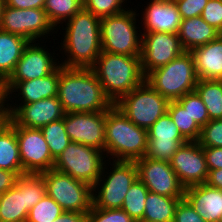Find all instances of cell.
I'll return each instance as SVG.
<instances>
[{
  "label": "cell",
  "instance_id": "cell-22",
  "mask_svg": "<svg viewBox=\"0 0 222 222\" xmlns=\"http://www.w3.org/2000/svg\"><path fill=\"white\" fill-rule=\"evenodd\" d=\"M184 198L205 222L222 220V190L203 183L186 188Z\"/></svg>",
  "mask_w": 222,
  "mask_h": 222
},
{
  "label": "cell",
  "instance_id": "cell-20",
  "mask_svg": "<svg viewBox=\"0 0 222 222\" xmlns=\"http://www.w3.org/2000/svg\"><path fill=\"white\" fill-rule=\"evenodd\" d=\"M59 77L60 65L52 73L42 78L20 82H3L2 90L4 94V101L8 102L6 99L9 98L12 92L14 93L16 91H20L19 95H22L20 99H23L21 104H29L44 98L55 97L58 95Z\"/></svg>",
  "mask_w": 222,
  "mask_h": 222
},
{
  "label": "cell",
  "instance_id": "cell-36",
  "mask_svg": "<svg viewBox=\"0 0 222 222\" xmlns=\"http://www.w3.org/2000/svg\"><path fill=\"white\" fill-rule=\"evenodd\" d=\"M46 194V185L41 174L25 173V199L30 209Z\"/></svg>",
  "mask_w": 222,
  "mask_h": 222
},
{
  "label": "cell",
  "instance_id": "cell-17",
  "mask_svg": "<svg viewBox=\"0 0 222 222\" xmlns=\"http://www.w3.org/2000/svg\"><path fill=\"white\" fill-rule=\"evenodd\" d=\"M169 163L185 189L206 183L209 171L203 147L198 141H187L181 145Z\"/></svg>",
  "mask_w": 222,
  "mask_h": 222
},
{
  "label": "cell",
  "instance_id": "cell-29",
  "mask_svg": "<svg viewBox=\"0 0 222 222\" xmlns=\"http://www.w3.org/2000/svg\"><path fill=\"white\" fill-rule=\"evenodd\" d=\"M195 91L203 101L209 119H222V80L199 79Z\"/></svg>",
  "mask_w": 222,
  "mask_h": 222
},
{
  "label": "cell",
  "instance_id": "cell-46",
  "mask_svg": "<svg viewBox=\"0 0 222 222\" xmlns=\"http://www.w3.org/2000/svg\"><path fill=\"white\" fill-rule=\"evenodd\" d=\"M52 222H87V213L64 211L55 221Z\"/></svg>",
  "mask_w": 222,
  "mask_h": 222
},
{
  "label": "cell",
  "instance_id": "cell-30",
  "mask_svg": "<svg viewBox=\"0 0 222 222\" xmlns=\"http://www.w3.org/2000/svg\"><path fill=\"white\" fill-rule=\"evenodd\" d=\"M167 112L186 141H198L201 127L192 119L188 111L176 101H169Z\"/></svg>",
  "mask_w": 222,
  "mask_h": 222
},
{
  "label": "cell",
  "instance_id": "cell-19",
  "mask_svg": "<svg viewBox=\"0 0 222 222\" xmlns=\"http://www.w3.org/2000/svg\"><path fill=\"white\" fill-rule=\"evenodd\" d=\"M38 44L29 42L13 72L4 82H20L42 78L52 73L59 66L56 64L55 58L43 46L39 47Z\"/></svg>",
  "mask_w": 222,
  "mask_h": 222
},
{
  "label": "cell",
  "instance_id": "cell-49",
  "mask_svg": "<svg viewBox=\"0 0 222 222\" xmlns=\"http://www.w3.org/2000/svg\"><path fill=\"white\" fill-rule=\"evenodd\" d=\"M4 7H5V1L4 0H0V23H1L2 15H3Z\"/></svg>",
  "mask_w": 222,
  "mask_h": 222
},
{
  "label": "cell",
  "instance_id": "cell-34",
  "mask_svg": "<svg viewBox=\"0 0 222 222\" xmlns=\"http://www.w3.org/2000/svg\"><path fill=\"white\" fill-rule=\"evenodd\" d=\"M63 212V208L45 194L41 200L30 209L26 222H52Z\"/></svg>",
  "mask_w": 222,
  "mask_h": 222
},
{
  "label": "cell",
  "instance_id": "cell-48",
  "mask_svg": "<svg viewBox=\"0 0 222 222\" xmlns=\"http://www.w3.org/2000/svg\"><path fill=\"white\" fill-rule=\"evenodd\" d=\"M8 121V116L3 110L0 111V128Z\"/></svg>",
  "mask_w": 222,
  "mask_h": 222
},
{
  "label": "cell",
  "instance_id": "cell-27",
  "mask_svg": "<svg viewBox=\"0 0 222 222\" xmlns=\"http://www.w3.org/2000/svg\"><path fill=\"white\" fill-rule=\"evenodd\" d=\"M29 41L0 29V81L3 83L13 72Z\"/></svg>",
  "mask_w": 222,
  "mask_h": 222
},
{
  "label": "cell",
  "instance_id": "cell-37",
  "mask_svg": "<svg viewBox=\"0 0 222 222\" xmlns=\"http://www.w3.org/2000/svg\"><path fill=\"white\" fill-rule=\"evenodd\" d=\"M124 1L125 0H83V9L102 18L125 11L126 9L122 7Z\"/></svg>",
  "mask_w": 222,
  "mask_h": 222
},
{
  "label": "cell",
  "instance_id": "cell-8",
  "mask_svg": "<svg viewBox=\"0 0 222 222\" xmlns=\"http://www.w3.org/2000/svg\"><path fill=\"white\" fill-rule=\"evenodd\" d=\"M41 175L45 181L46 194L64 211L88 213L91 210L93 205L91 185L55 169L45 171Z\"/></svg>",
  "mask_w": 222,
  "mask_h": 222
},
{
  "label": "cell",
  "instance_id": "cell-51",
  "mask_svg": "<svg viewBox=\"0 0 222 222\" xmlns=\"http://www.w3.org/2000/svg\"><path fill=\"white\" fill-rule=\"evenodd\" d=\"M4 103H6L4 99H0V111L3 110Z\"/></svg>",
  "mask_w": 222,
  "mask_h": 222
},
{
  "label": "cell",
  "instance_id": "cell-33",
  "mask_svg": "<svg viewBox=\"0 0 222 222\" xmlns=\"http://www.w3.org/2000/svg\"><path fill=\"white\" fill-rule=\"evenodd\" d=\"M40 130L54 160L59 157L63 150L71 143L65 130L64 117L45 125L40 128Z\"/></svg>",
  "mask_w": 222,
  "mask_h": 222
},
{
  "label": "cell",
  "instance_id": "cell-10",
  "mask_svg": "<svg viewBox=\"0 0 222 222\" xmlns=\"http://www.w3.org/2000/svg\"><path fill=\"white\" fill-rule=\"evenodd\" d=\"M112 166V172H109L110 174L106 179L104 178L106 176L103 175L105 173L102 169L99 179L93 186V206L96 208H121L126 193L130 189L132 183L138 178V170L135 161L114 160ZM98 186H100V190L97 195L94 192H96Z\"/></svg>",
  "mask_w": 222,
  "mask_h": 222
},
{
  "label": "cell",
  "instance_id": "cell-18",
  "mask_svg": "<svg viewBox=\"0 0 222 222\" xmlns=\"http://www.w3.org/2000/svg\"><path fill=\"white\" fill-rule=\"evenodd\" d=\"M148 148L145 157L169 162L177 149L187 141L182 137L168 112L148 130Z\"/></svg>",
  "mask_w": 222,
  "mask_h": 222
},
{
  "label": "cell",
  "instance_id": "cell-24",
  "mask_svg": "<svg viewBox=\"0 0 222 222\" xmlns=\"http://www.w3.org/2000/svg\"><path fill=\"white\" fill-rule=\"evenodd\" d=\"M28 214L23 174L18 176L14 187L0 195V222H26Z\"/></svg>",
  "mask_w": 222,
  "mask_h": 222
},
{
  "label": "cell",
  "instance_id": "cell-7",
  "mask_svg": "<svg viewBox=\"0 0 222 222\" xmlns=\"http://www.w3.org/2000/svg\"><path fill=\"white\" fill-rule=\"evenodd\" d=\"M169 101L145 80L114 105L135 125L149 129L167 112Z\"/></svg>",
  "mask_w": 222,
  "mask_h": 222
},
{
  "label": "cell",
  "instance_id": "cell-16",
  "mask_svg": "<svg viewBox=\"0 0 222 222\" xmlns=\"http://www.w3.org/2000/svg\"><path fill=\"white\" fill-rule=\"evenodd\" d=\"M138 178L149 192L175 198H184L185 188L180 184L169 162L157 161L145 156L135 161Z\"/></svg>",
  "mask_w": 222,
  "mask_h": 222
},
{
  "label": "cell",
  "instance_id": "cell-13",
  "mask_svg": "<svg viewBox=\"0 0 222 222\" xmlns=\"http://www.w3.org/2000/svg\"><path fill=\"white\" fill-rule=\"evenodd\" d=\"M15 131L24 174H41L53 169L55 160L41 130L15 126Z\"/></svg>",
  "mask_w": 222,
  "mask_h": 222
},
{
  "label": "cell",
  "instance_id": "cell-14",
  "mask_svg": "<svg viewBox=\"0 0 222 222\" xmlns=\"http://www.w3.org/2000/svg\"><path fill=\"white\" fill-rule=\"evenodd\" d=\"M7 105V107H5ZM4 104L3 111L15 126L40 129L60 120L66 114L58 96L44 98L29 104L14 106Z\"/></svg>",
  "mask_w": 222,
  "mask_h": 222
},
{
  "label": "cell",
  "instance_id": "cell-6",
  "mask_svg": "<svg viewBox=\"0 0 222 222\" xmlns=\"http://www.w3.org/2000/svg\"><path fill=\"white\" fill-rule=\"evenodd\" d=\"M136 16V12L131 9L101 18L102 51L129 56L141 55L142 36L136 29Z\"/></svg>",
  "mask_w": 222,
  "mask_h": 222
},
{
  "label": "cell",
  "instance_id": "cell-43",
  "mask_svg": "<svg viewBox=\"0 0 222 222\" xmlns=\"http://www.w3.org/2000/svg\"><path fill=\"white\" fill-rule=\"evenodd\" d=\"M208 171L222 169V148L203 147Z\"/></svg>",
  "mask_w": 222,
  "mask_h": 222
},
{
  "label": "cell",
  "instance_id": "cell-35",
  "mask_svg": "<svg viewBox=\"0 0 222 222\" xmlns=\"http://www.w3.org/2000/svg\"><path fill=\"white\" fill-rule=\"evenodd\" d=\"M177 101L201 128L210 121L208 111L195 90L185 94Z\"/></svg>",
  "mask_w": 222,
  "mask_h": 222
},
{
  "label": "cell",
  "instance_id": "cell-31",
  "mask_svg": "<svg viewBox=\"0 0 222 222\" xmlns=\"http://www.w3.org/2000/svg\"><path fill=\"white\" fill-rule=\"evenodd\" d=\"M149 190L145 184L137 178L125 195L121 209H123L134 221L140 222L145 211V199Z\"/></svg>",
  "mask_w": 222,
  "mask_h": 222
},
{
  "label": "cell",
  "instance_id": "cell-44",
  "mask_svg": "<svg viewBox=\"0 0 222 222\" xmlns=\"http://www.w3.org/2000/svg\"><path fill=\"white\" fill-rule=\"evenodd\" d=\"M5 6L19 9L43 8L45 0H4Z\"/></svg>",
  "mask_w": 222,
  "mask_h": 222
},
{
  "label": "cell",
  "instance_id": "cell-11",
  "mask_svg": "<svg viewBox=\"0 0 222 222\" xmlns=\"http://www.w3.org/2000/svg\"><path fill=\"white\" fill-rule=\"evenodd\" d=\"M0 29L35 43L37 38L49 34L56 28L49 21L43 8L19 9L5 6Z\"/></svg>",
  "mask_w": 222,
  "mask_h": 222
},
{
  "label": "cell",
  "instance_id": "cell-41",
  "mask_svg": "<svg viewBox=\"0 0 222 222\" xmlns=\"http://www.w3.org/2000/svg\"><path fill=\"white\" fill-rule=\"evenodd\" d=\"M178 8L181 19L201 16L209 0H173Z\"/></svg>",
  "mask_w": 222,
  "mask_h": 222
},
{
  "label": "cell",
  "instance_id": "cell-2",
  "mask_svg": "<svg viewBox=\"0 0 222 222\" xmlns=\"http://www.w3.org/2000/svg\"><path fill=\"white\" fill-rule=\"evenodd\" d=\"M100 20L82 9L67 21L61 49L69 54L68 60L58 64L66 68H91L95 64L102 52Z\"/></svg>",
  "mask_w": 222,
  "mask_h": 222
},
{
  "label": "cell",
  "instance_id": "cell-26",
  "mask_svg": "<svg viewBox=\"0 0 222 222\" xmlns=\"http://www.w3.org/2000/svg\"><path fill=\"white\" fill-rule=\"evenodd\" d=\"M0 169L24 174L15 125L9 119L0 128Z\"/></svg>",
  "mask_w": 222,
  "mask_h": 222
},
{
  "label": "cell",
  "instance_id": "cell-21",
  "mask_svg": "<svg viewBox=\"0 0 222 222\" xmlns=\"http://www.w3.org/2000/svg\"><path fill=\"white\" fill-rule=\"evenodd\" d=\"M143 15L145 32L178 33L181 16L173 0H151ZM146 29V30H145Z\"/></svg>",
  "mask_w": 222,
  "mask_h": 222
},
{
  "label": "cell",
  "instance_id": "cell-4",
  "mask_svg": "<svg viewBox=\"0 0 222 222\" xmlns=\"http://www.w3.org/2000/svg\"><path fill=\"white\" fill-rule=\"evenodd\" d=\"M147 148V129L135 125L113 104L106 111L105 154L115 161H136L146 155Z\"/></svg>",
  "mask_w": 222,
  "mask_h": 222
},
{
  "label": "cell",
  "instance_id": "cell-25",
  "mask_svg": "<svg viewBox=\"0 0 222 222\" xmlns=\"http://www.w3.org/2000/svg\"><path fill=\"white\" fill-rule=\"evenodd\" d=\"M221 33L210 26L201 16L182 19L178 36L185 51L205 45L217 39Z\"/></svg>",
  "mask_w": 222,
  "mask_h": 222
},
{
  "label": "cell",
  "instance_id": "cell-1",
  "mask_svg": "<svg viewBox=\"0 0 222 222\" xmlns=\"http://www.w3.org/2000/svg\"><path fill=\"white\" fill-rule=\"evenodd\" d=\"M57 96L66 113L107 111L113 105L91 68L60 65Z\"/></svg>",
  "mask_w": 222,
  "mask_h": 222
},
{
  "label": "cell",
  "instance_id": "cell-38",
  "mask_svg": "<svg viewBox=\"0 0 222 222\" xmlns=\"http://www.w3.org/2000/svg\"><path fill=\"white\" fill-rule=\"evenodd\" d=\"M87 222H136L123 209H102L92 205Z\"/></svg>",
  "mask_w": 222,
  "mask_h": 222
},
{
  "label": "cell",
  "instance_id": "cell-23",
  "mask_svg": "<svg viewBox=\"0 0 222 222\" xmlns=\"http://www.w3.org/2000/svg\"><path fill=\"white\" fill-rule=\"evenodd\" d=\"M191 53L198 79L222 80V35Z\"/></svg>",
  "mask_w": 222,
  "mask_h": 222
},
{
  "label": "cell",
  "instance_id": "cell-40",
  "mask_svg": "<svg viewBox=\"0 0 222 222\" xmlns=\"http://www.w3.org/2000/svg\"><path fill=\"white\" fill-rule=\"evenodd\" d=\"M201 17L222 35V0H209L202 11Z\"/></svg>",
  "mask_w": 222,
  "mask_h": 222
},
{
  "label": "cell",
  "instance_id": "cell-45",
  "mask_svg": "<svg viewBox=\"0 0 222 222\" xmlns=\"http://www.w3.org/2000/svg\"><path fill=\"white\" fill-rule=\"evenodd\" d=\"M17 178L16 173L0 169V195L14 187Z\"/></svg>",
  "mask_w": 222,
  "mask_h": 222
},
{
  "label": "cell",
  "instance_id": "cell-32",
  "mask_svg": "<svg viewBox=\"0 0 222 222\" xmlns=\"http://www.w3.org/2000/svg\"><path fill=\"white\" fill-rule=\"evenodd\" d=\"M43 9L54 27L83 9V0H45Z\"/></svg>",
  "mask_w": 222,
  "mask_h": 222
},
{
  "label": "cell",
  "instance_id": "cell-9",
  "mask_svg": "<svg viewBox=\"0 0 222 222\" xmlns=\"http://www.w3.org/2000/svg\"><path fill=\"white\" fill-rule=\"evenodd\" d=\"M104 152L90 146L71 142L55 159L53 169L69 174L74 179L88 183L92 187L104 168Z\"/></svg>",
  "mask_w": 222,
  "mask_h": 222
},
{
  "label": "cell",
  "instance_id": "cell-12",
  "mask_svg": "<svg viewBox=\"0 0 222 222\" xmlns=\"http://www.w3.org/2000/svg\"><path fill=\"white\" fill-rule=\"evenodd\" d=\"M141 43V68L146 76L152 70L167 65L185 52L178 33L143 32Z\"/></svg>",
  "mask_w": 222,
  "mask_h": 222
},
{
  "label": "cell",
  "instance_id": "cell-3",
  "mask_svg": "<svg viewBox=\"0 0 222 222\" xmlns=\"http://www.w3.org/2000/svg\"><path fill=\"white\" fill-rule=\"evenodd\" d=\"M91 69L113 104L145 80L140 56L102 51Z\"/></svg>",
  "mask_w": 222,
  "mask_h": 222
},
{
  "label": "cell",
  "instance_id": "cell-47",
  "mask_svg": "<svg viewBox=\"0 0 222 222\" xmlns=\"http://www.w3.org/2000/svg\"><path fill=\"white\" fill-rule=\"evenodd\" d=\"M206 184L210 187L222 190V169L209 171Z\"/></svg>",
  "mask_w": 222,
  "mask_h": 222
},
{
  "label": "cell",
  "instance_id": "cell-50",
  "mask_svg": "<svg viewBox=\"0 0 222 222\" xmlns=\"http://www.w3.org/2000/svg\"><path fill=\"white\" fill-rule=\"evenodd\" d=\"M0 99H4V94H3V90H2V83L0 81Z\"/></svg>",
  "mask_w": 222,
  "mask_h": 222
},
{
  "label": "cell",
  "instance_id": "cell-42",
  "mask_svg": "<svg viewBox=\"0 0 222 222\" xmlns=\"http://www.w3.org/2000/svg\"><path fill=\"white\" fill-rule=\"evenodd\" d=\"M173 222H205L191 204L185 199H180L176 206Z\"/></svg>",
  "mask_w": 222,
  "mask_h": 222
},
{
  "label": "cell",
  "instance_id": "cell-28",
  "mask_svg": "<svg viewBox=\"0 0 222 222\" xmlns=\"http://www.w3.org/2000/svg\"><path fill=\"white\" fill-rule=\"evenodd\" d=\"M180 199L182 198L148 192L143 219L140 222H173L175 209Z\"/></svg>",
  "mask_w": 222,
  "mask_h": 222
},
{
  "label": "cell",
  "instance_id": "cell-15",
  "mask_svg": "<svg viewBox=\"0 0 222 222\" xmlns=\"http://www.w3.org/2000/svg\"><path fill=\"white\" fill-rule=\"evenodd\" d=\"M106 111L72 112L64 116L66 133L71 142L105 152Z\"/></svg>",
  "mask_w": 222,
  "mask_h": 222
},
{
  "label": "cell",
  "instance_id": "cell-5",
  "mask_svg": "<svg viewBox=\"0 0 222 222\" xmlns=\"http://www.w3.org/2000/svg\"><path fill=\"white\" fill-rule=\"evenodd\" d=\"M198 80L194 58L189 51L145 76V81L168 101H176L194 91Z\"/></svg>",
  "mask_w": 222,
  "mask_h": 222
},
{
  "label": "cell",
  "instance_id": "cell-39",
  "mask_svg": "<svg viewBox=\"0 0 222 222\" xmlns=\"http://www.w3.org/2000/svg\"><path fill=\"white\" fill-rule=\"evenodd\" d=\"M198 142L202 147L222 148V119L210 120L203 126Z\"/></svg>",
  "mask_w": 222,
  "mask_h": 222
}]
</instances>
